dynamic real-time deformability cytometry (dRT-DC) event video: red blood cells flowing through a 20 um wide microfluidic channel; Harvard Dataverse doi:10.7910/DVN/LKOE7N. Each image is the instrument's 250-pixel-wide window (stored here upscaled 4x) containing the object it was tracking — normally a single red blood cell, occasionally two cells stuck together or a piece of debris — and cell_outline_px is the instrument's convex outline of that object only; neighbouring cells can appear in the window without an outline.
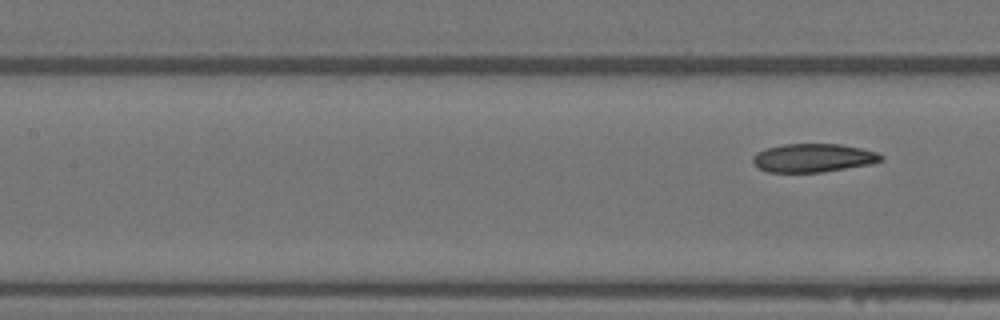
{"species": "Egyptian fruit bat (a non-hibernating species)", "species_latin": "Rousettus aegyptiacus", "temperature_condition": "warm", "stored_images_in_passage": 7, "camera_frame_rate_fps": 3000, "um_per_image_px": 0.085, "animal": {"sex": "female"}, "frame": {"image": 1, "passage_image": 7, "time_ms": 2.0, "image_size_px": [1000, 320], "cell_outline_px": [[884, 160], [868, 164], [820, 172], [768, 172], [756, 168], [752, 164], [752, 156], [756, 152], [768, 148], [784, 144], [840, 144], [860, 148], [876, 152], [884, 156]], "centroid_in_image_um": [69.06, 13.42], "position_along_channel_um": 138.3, "area_um2": 21.21}}